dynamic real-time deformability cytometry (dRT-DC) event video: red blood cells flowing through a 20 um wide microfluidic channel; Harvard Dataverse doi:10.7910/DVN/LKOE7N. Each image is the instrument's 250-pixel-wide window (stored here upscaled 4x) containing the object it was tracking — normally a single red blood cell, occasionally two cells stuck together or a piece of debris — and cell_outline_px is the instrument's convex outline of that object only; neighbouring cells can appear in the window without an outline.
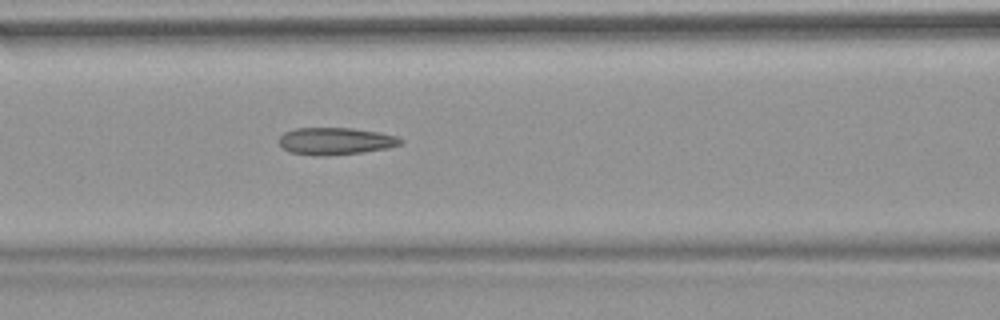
{"species": "common noctule bat (a hibernating species)", "species_latin": "Nyctalus noctula", "temperature_condition": "warm", "stored_images_in_passage": 53, "camera_frame_rate_fps": 3000, "um_per_image_px": 0.085, "animal": {"sex": "female", "body_mass_g": 18.4}, "frame": {"image": 1, "passage_image": 23, "time_ms": 7.333, "image_size_px": [1000, 320], "cell_outline_px": [[404, 140], [400, 144], [388, 148], [364, 152], [324, 156], [316, 156], [288, 152], [280, 144], [280, 136], [284, 132], [296, 128], [352, 128], [380, 132], [396, 136]], "centroid_in_image_um": [28.52, 12.0], "position_along_channel_um": 138.1, "area_um2": 19.31}, "authors_computed_cell_mechanics": {"area_um2": 19.5942, "velocity_mm_per_s": 3.8383, "shape_relaxation_time_tau1_ms": null, "shape_relaxation_time_tau2_ms": 2.4561, "deformation_change_tau1": null, "deformation_change_tau2": 0.1335}}